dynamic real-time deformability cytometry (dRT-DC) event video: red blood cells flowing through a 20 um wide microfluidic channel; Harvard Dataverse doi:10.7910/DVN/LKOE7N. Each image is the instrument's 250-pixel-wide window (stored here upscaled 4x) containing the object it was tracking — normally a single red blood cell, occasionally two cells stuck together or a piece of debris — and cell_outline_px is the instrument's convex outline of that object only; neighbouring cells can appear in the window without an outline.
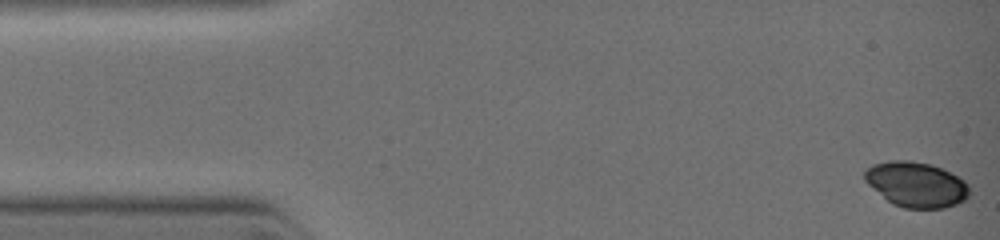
{"species": "common noctule bat (a hibernating species)", "species_latin": "Nyctalus noctula", "temperature_condition": "warm", "stored_images_in_passage": 3, "camera_frame_rate_fps": 3000, "um_per_image_px": 0.085, "animal": {"sex": "female", "body_mass_g": 19.0, "forearm_length_mm": 51.5}, "frame": {"image": 1, "passage_image": 1, "time_ms": 0.0, "image_size_px": [1000, 240], "cell_outline_px": [[968, 196], [964, 200], [956, 204], [944, 208], [904, 208], [892, 204], [868, 184], [864, 180], [864, 172], [872, 164], [888, 160], [908, 160], [932, 164], [964, 180], [968, 184]], "centroid_in_image_um": [77.85, 15.67], "position_along_channel_um": 7.1, "area_um2": 27.46}}